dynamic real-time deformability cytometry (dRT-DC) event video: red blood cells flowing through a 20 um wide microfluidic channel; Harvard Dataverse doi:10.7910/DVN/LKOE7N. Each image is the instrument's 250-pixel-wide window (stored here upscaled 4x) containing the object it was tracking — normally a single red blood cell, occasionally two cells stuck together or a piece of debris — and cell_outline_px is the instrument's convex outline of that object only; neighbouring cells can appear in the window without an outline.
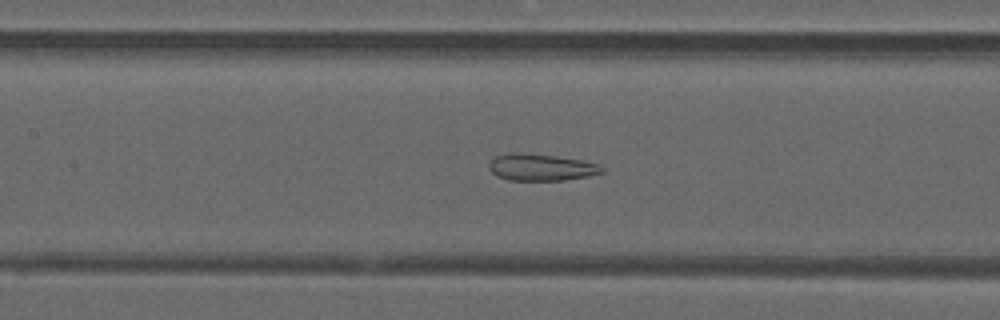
{"species": "common noctule bat (a hibernating species)", "species_latin": "Nyctalus noctula", "temperature_condition": "warm", "stored_images_in_passage": 34, "camera_frame_rate_fps": 3000, "um_per_image_px": 0.085, "animal": {"sex": "male", "forearm_length_mm": 52.5}, "frame": {"image": 1, "passage_image": 7, "time_ms": 2.0, "image_size_px": [1000, 320], "cell_outline_px": [[604, 172], [588, 176], [564, 180], [508, 180], [496, 176], [488, 168], [488, 164], [496, 156], [512, 152], [520, 152], [556, 156], [584, 160], [596, 164], [604, 168]], "centroid_in_image_um": [45.97, 14.22], "position_along_channel_um": 161.4, "area_um2": 17.69}}
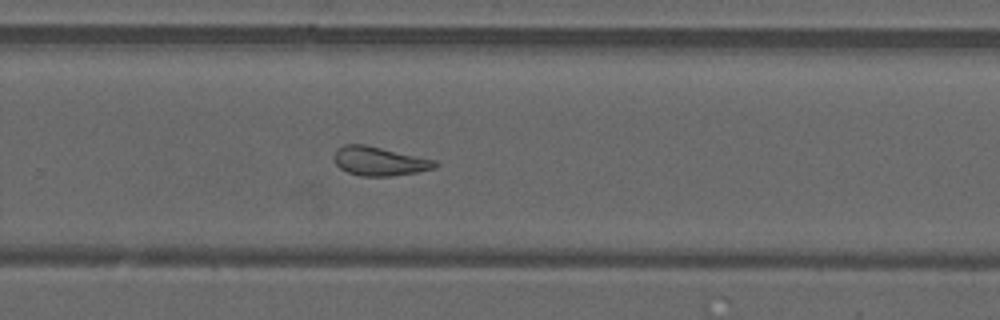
{"frame": {"image": 2, "passage_image": 17, "time_ms": 5.333, "image_size_px": [1000, 320], "cell_outline_px": [[436, 164], [432, 168], [416, 172], [392, 176], [360, 176], [348, 172], [340, 168], [332, 160], [332, 156], [336, 148], [344, 144], [364, 144], [436, 160]], "centroid_in_image_um": [32.15, 13.69], "position_along_channel_um": 297.6, "area_um2": 16.99}}
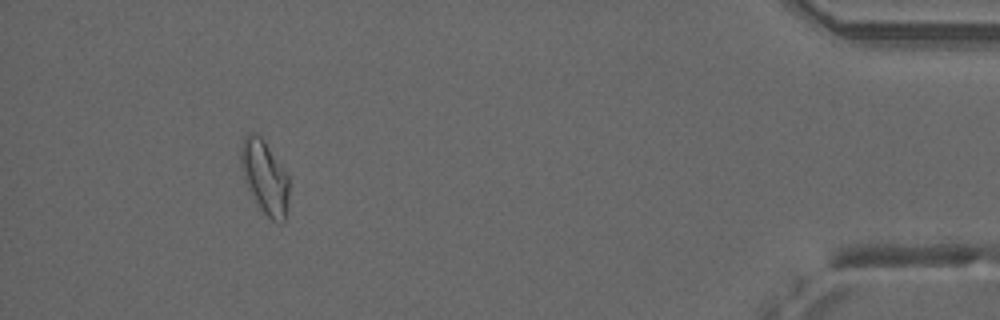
{"frame": {"image": 3, "passage_image": 30, "time_ms": 9.667, "image_size_px": [1000, 320], "cell_outline_px": [[288, 196], [284, 220], [280, 224], [272, 220], [260, 208], [248, 188], [244, 180], [240, 164], [240, 148], [244, 136], [248, 132], [252, 132], [260, 136], [264, 140], [288, 176]], "centroid_in_image_um": [22.47, 15.02], "position_along_channel_um": 412.7, "area_um2": 20.35}}